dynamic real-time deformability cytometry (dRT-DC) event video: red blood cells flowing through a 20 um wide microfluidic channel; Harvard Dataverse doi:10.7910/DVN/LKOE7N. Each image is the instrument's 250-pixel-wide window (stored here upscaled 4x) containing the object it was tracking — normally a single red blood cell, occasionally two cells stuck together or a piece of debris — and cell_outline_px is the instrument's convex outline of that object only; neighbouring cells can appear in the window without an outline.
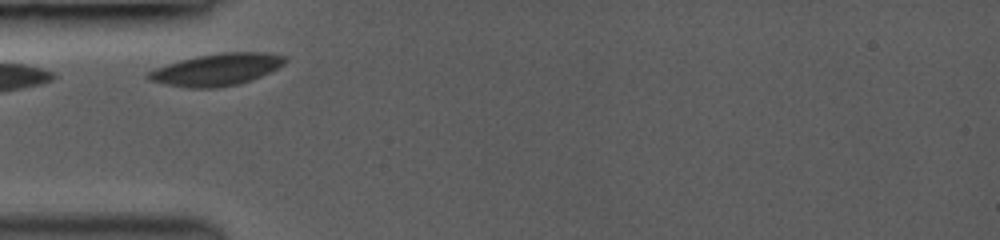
{"species": "common noctule bat (a hibernating species)", "species_latin": "Nyctalus noctula", "temperature_condition": "room temperature", "stored_images_in_passage": 2, "camera_frame_rate_fps": 3000, "um_per_image_px": 0.085, "animal": {"sex": "female", "body_mass_g": 19.0, "forearm_length_mm": 53.3}, "frame": {"image": 1, "passage_image": 1, "time_ms": 0.0, "image_size_px": [1000, 240], "cell_outline_px": [[288, 60], [284, 64], [260, 76], [236, 84], [216, 88], [188, 88], [148, 80], [144, 76], [148, 72], [156, 68], [180, 60], [196, 56], [220, 52], [268, 52], [284, 56]], "centroid_in_image_um": [18.4, 5.9], "position_along_channel_um": 66.6, "area_um2": 25.26}}